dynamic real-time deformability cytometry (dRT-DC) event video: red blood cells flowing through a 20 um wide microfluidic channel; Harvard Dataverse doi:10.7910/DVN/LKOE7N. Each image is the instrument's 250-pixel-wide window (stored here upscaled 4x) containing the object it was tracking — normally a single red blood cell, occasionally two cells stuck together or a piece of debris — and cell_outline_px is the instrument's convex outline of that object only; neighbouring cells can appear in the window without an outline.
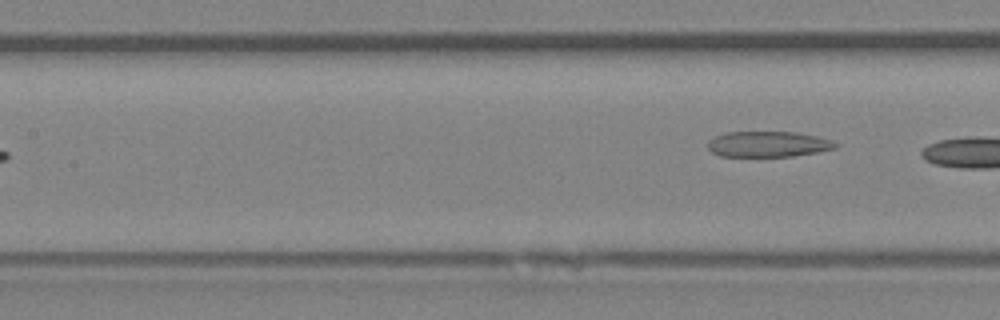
{"species": "Egyptian fruit bat (a non-hibernating species)", "species_latin": "Rousettus aegyptiacus", "temperature_condition": "room temperature", "stored_images_in_passage": 7, "segment_of_instrument_passage": [2, 2], "camera_frame_rate_fps": 3000, "um_per_image_px": 0.085, "animal": {"sex": "female"}, "frame": {"image": 1, "passage_image": 7, "time_ms": 7.667, "image_size_px": [1000, 320], "cell_outline_px": [[840, 144], [836, 148], [816, 152], [792, 156], [720, 156], [712, 152], [708, 148], [708, 140], [716, 136], [728, 132], [796, 132], [816, 136], [832, 140]], "centroid_in_image_um": [65.3, 12.25], "position_along_channel_um": 142.1, "area_um2": 19.02}}